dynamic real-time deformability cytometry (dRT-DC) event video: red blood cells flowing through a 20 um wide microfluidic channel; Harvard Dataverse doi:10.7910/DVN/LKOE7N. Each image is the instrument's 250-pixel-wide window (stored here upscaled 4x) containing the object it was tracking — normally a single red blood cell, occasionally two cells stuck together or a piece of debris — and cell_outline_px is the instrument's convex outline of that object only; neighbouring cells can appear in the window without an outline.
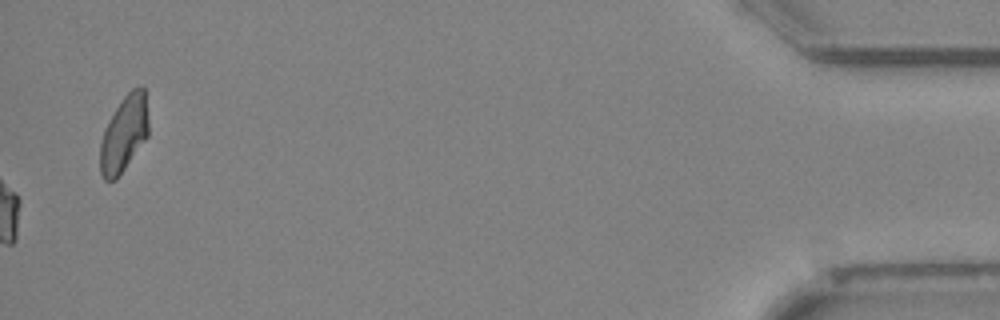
{"species": "Egyptian fruit bat (a non-hibernating species)", "species_latin": "Rousettus aegyptiacus", "temperature_condition": "cold", "stored_images_in_passage": 52, "camera_frame_rate_fps": 3000, "um_per_image_px": 0.085, "animal": {"sex": "female"}, "frame": {"image": 1, "passage_image": 52, "time_ms": 17.0, "image_size_px": [1000, 320], "cell_outline_px": [[148, 136], [116, 180], [104, 180], [100, 172], [100, 144], [104, 128], [108, 120], [124, 96], [132, 88], [144, 88], [148, 120]], "centroid_in_image_um": [10.52, 11.4], "position_along_channel_um": 424.7, "area_um2": 21.27}, "authors_computed_cell_mechanics": {"area_um2": 21.0681, "velocity_mm_per_s": 3.9598, "shape_relaxation_time_tau1_ms": 5.3826, "shape_relaxation_time_tau2_ms": null, "deformation_change_tau1": 0.1489, "deformation_change_tau2": null}}